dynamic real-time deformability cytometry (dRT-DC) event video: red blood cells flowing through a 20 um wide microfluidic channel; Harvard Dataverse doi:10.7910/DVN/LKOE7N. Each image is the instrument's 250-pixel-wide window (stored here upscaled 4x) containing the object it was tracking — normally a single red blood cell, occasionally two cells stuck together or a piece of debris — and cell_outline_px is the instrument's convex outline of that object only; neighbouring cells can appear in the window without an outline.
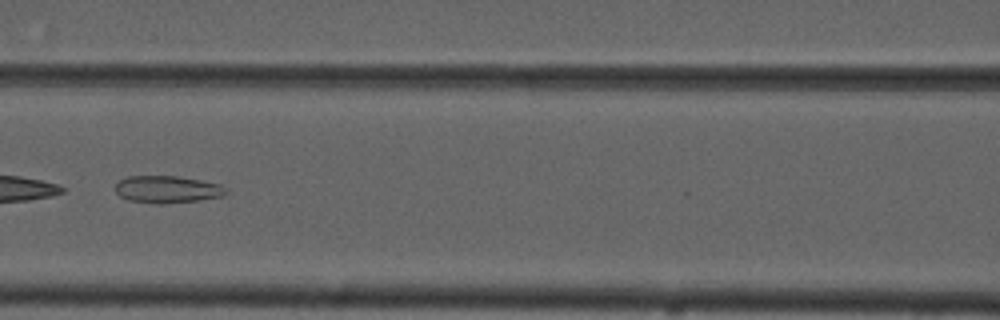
{"species": "common noctule bat (a hibernating species)", "species_latin": "Nyctalus noctula", "temperature_condition": "cold", "stored_images_in_passage": 11, "camera_frame_rate_fps": 3000, "um_per_image_px": 0.085, "animal": {"sex": "male", "forearm_length_mm": 52.5}, "frame": {"image": 1, "passage_image": 4, "time_ms": 4.667, "image_size_px": [1000, 320], "cell_outline_px": [[228, 192], [224, 196], [200, 200], [160, 204], [156, 204], [128, 200], [120, 196], [116, 192], [116, 184], [120, 180], [128, 176], [176, 176], [200, 180], [220, 184]], "centroid_in_image_um": [14.22, 16.1], "position_along_channel_um": 152.4, "area_um2": 17.51}}
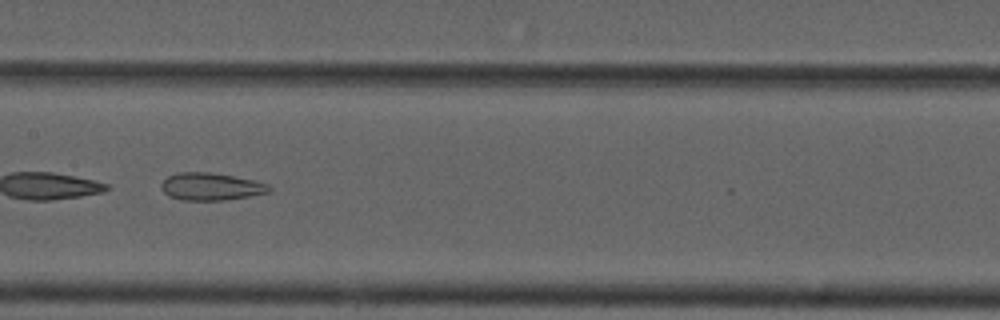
{"frame": {"image": 2, "passage_image": 5, "time_ms": 5.667, "image_size_px": [1000, 320], "cell_outline_px": [[272, 188], [268, 192], [248, 196], [224, 200], [180, 200], [168, 196], [160, 188], [160, 184], [168, 176], [180, 172], [212, 172], [252, 180], [268, 184]], "centroid_in_image_um": [17.88, 15.86], "position_along_channel_um": 189.5, "area_um2": 17.17}}
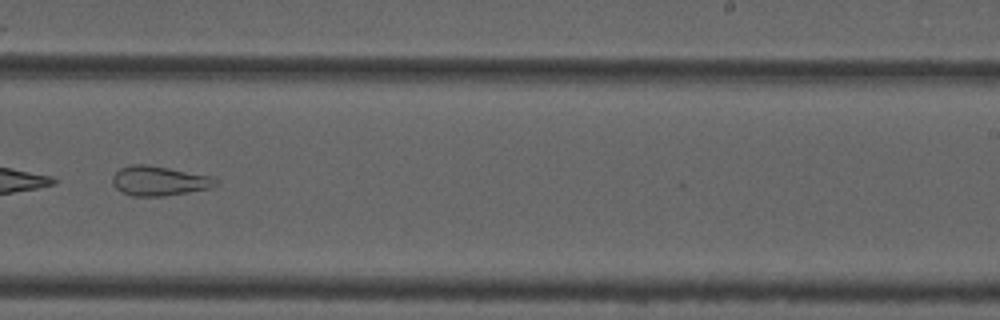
{"frame": {"image": 3, "passage_image": 7, "time_ms": 8.0, "image_size_px": [1000, 320], "cell_outline_px": [[220, 184], [212, 188], [164, 196], [132, 196], [116, 188], [112, 184], [112, 176], [120, 168], [132, 164], [144, 164], [168, 168], [212, 176], [220, 180]], "centroid_in_image_um": [13.57, 15.37], "position_along_channel_um": 275.4, "area_um2": 17.92}, "authors_computed_cell_mechanics": {"area_um2": 18.496, "velocity_mm_per_s": 3.7027, "shape_relaxation_time_tau1_ms": null, "shape_relaxation_time_tau2_ms": 1.5895, "deformation_change_tau1": null, "deformation_change_tau2": 0.0751}}